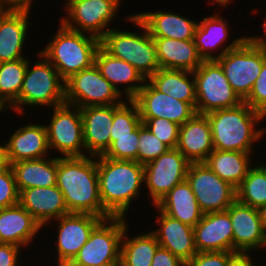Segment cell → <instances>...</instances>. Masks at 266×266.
<instances>
[{
  "instance_id": "54",
  "label": "cell",
  "mask_w": 266,
  "mask_h": 266,
  "mask_svg": "<svg viewBox=\"0 0 266 266\" xmlns=\"http://www.w3.org/2000/svg\"><path fill=\"white\" fill-rule=\"evenodd\" d=\"M71 1H73V0H64V1H62L63 2L62 4H64L62 7L65 8Z\"/></svg>"
},
{
  "instance_id": "52",
  "label": "cell",
  "mask_w": 266,
  "mask_h": 266,
  "mask_svg": "<svg viewBox=\"0 0 266 266\" xmlns=\"http://www.w3.org/2000/svg\"><path fill=\"white\" fill-rule=\"evenodd\" d=\"M3 111L5 114L10 111L11 114L12 109L11 106H9L2 98H0V117Z\"/></svg>"
},
{
  "instance_id": "13",
  "label": "cell",
  "mask_w": 266,
  "mask_h": 266,
  "mask_svg": "<svg viewBox=\"0 0 266 266\" xmlns=\"http://www.w3.org/2000/svg\"><path fill=\"white\" fill-rule=\"evenodd\" d=\"M125 97L108 82L94 64L65 80V103L79 108L122 104Z\"/></svg>"
},
{
  "instance_id": "42",
  "label": "cell",
  "mask_w": 266,
  "mask_h": 266,
  "mask_svg": "<svg viewBox=\"0 0 266 266\" xmlns=\"http://www.w3.org/2000/svg\"><path fill=\"white\" fill-rule=\"evenodd\" d=\"M244 102L266 118V58L263 61L259 77L256 79L249 96Z\"/></svg>"
},
{
  "instance_id": "34",
  "label": "cell",
  "mask_w": 266,
  "mask_h": 266,
  "mask_svg": "<svg viewBox=\"0 0 266 266\" xmlns=\"http://www.w3.org/2000/svg\"><path fill=\"white\" fill-rule=\"evenodd\" d=\"M148 81L160 92L187 102L195 109L196 94L193 72L160 68Z\"/></svg>"
},
{
  "instance_id": "24",
  "label": "cell",
  "mask_w": 266,
  "mask_h": 266,
  "mask_svg": "<svg viewBox=\"0 0 266 266\" xmlns=\"http://www.w3.org/2000/svg\"><path fill=\"white\" fill-rule=\"evenodd\" d=\"M86 156L104 155L111 145L113 105L80 108Z\"/></svg>"
},
{
  "instance_id": "48",
  "label": "cell",
  "mask_w": 266,
  "mask_h": 266,
  "mask_svg": "<svg viewBox=\"0 0 266 266\" xmlns=\"http://www.w3.org/2000/svg\"><path fill=\"white\" fill-rule=\"evenodd\" d=\"M263 21L264 22H262V24H261V26L263 27V29H262L261 32H264V34H262V33H260V34L256 33V35H255L254 32H253V34H251V36H250V34L246 35V38L253 45L266 48V19H264Z\"/></svg>"
},
{
  "instance_id": "27",
  "label": "cell",
  "mask_w": 266,
  "mask_h": 266,
  "mask_svg": "<svg viewBox=\"0 0 266 266\" xmlns=\"http://www.w3.org/2000/svg\"><path fill=\"white\" fill-rule=\"evenodd\" d=\"M153 9L137 12L135 15L144 23L151 37H164L177 40H194L198 22L195 18L182 16L173 10Z\"/></svg>"
},
{
  "instance_id": "45",
  "label": "cell",
  "mask_w": 266,
  "mask_h": 266,
  "mask_svg": "<svg viewBox=\"0 0 266 266\" xmlns=\"http://www.w3.org/2000/svg\"><path fill=\"white\" fill-rule=\"evenodd\" d=\"M151 266H186V263L169 250L159 246L154 254Z\"/></svg>"
},
{
  "instance_id": "4",
  "label": "cell",
  "mask_w": 266,
  "mask_h": 266,
  "mask_svg": "<svg viewBox=\"0 0 266 266\" xmlns=\"http://www.w3.org/2000/svg\"><path fill=\"white\" fill-rule=\"evenodd\" d=\"M123 17L128 21L126 23H132L130 26L136 25V31L128 27H124L125 30L113 27L100 39V46L110 55L132 65L148 80L160 69L154 40L135 13Z\"/></svg>"
},
{
  "instance_id": "38",
  "label": "cell",
  "mask_w": 266,
  "mask_h": 266,
  "mask_svg": "<svg viewBox=\"0 0 266 266\" xmlns=\"http://www.w3.org/2000/svg\"><path fill=\"white\" fill-rule=\"evenodd\" d=\"M138 142V163L142 165L157 159L170 149L152 134L143 123L139 125Z\"/></svg>"
},
{
  "instance_id": "39",
  "label": "cell",
  "mask_w": 266,
  "mask_h": 266,
  "mask_svg": "<svg viewBox=\"0 0 266 266\" xmlns=\"http://www.w3.org/2000/svg\"><path fill=\"white\" fill-rule=\"evenodd\" d=\"M139 126L133 131V136L115 137L103 155L114 160L138 162Z\"/></svg>"
},
{
  "instance_id": "7",
  "label": "cell",
  "mask_w": 266,
  "mask_h": 266,
  "mask_svg": "<svg viewBox=\"0 0 266 266\" xmlns=\"http://www.w3.org/2000/svg\"><path fill=\"white\" fill-rule=\"evenodd\" d=\"M128 219H103L71 261L76 266H120L121 241Z\"/></svg>"
},
{
  "instance_id": "15",
  "label": "cell",
  "mask_w": 266,
  "mask_h": 266,
  "mask_svg": "<svg viewBox=\"0 0 266 266\" xmlns=\"http://www.w3.org/2000/svg\"><path fill=\"white\" fill-rule=\"evenodd\" d=\"M186 180L203 214L226 211L236 200V188L219 178L204 163H190Z\"/></svg>"
},
{
  "instance_id": "32",
  "label": "cell",
  "mask_w": 266,
  "mask_h": 266,
  "mask_svg": "<svg viewBox=\"0 0 266 266\" xmlns=\"http://www.w3.org/2000/svg\"><path fill=\"white\" fill-rule=\"evenodd\" d=\"M256 159L258 158L250 153L214 149L208 155L204 164L219 178L237 188L246 177L248 170L254 164L253 162L258 161Z\"/></svg>"
},
{
  "instance_id": "23",
  "label": "cell",
  "mask_w": 266,
  "mask_h": 266,
  "mask_svg": "<svg viewBox=\"0 0 266 266\" xmlns=\"http://www.w3.org/2000/svg\"><path fill=\"white\" fill-rule=\"evenodd\" d=\"M193 228L197 252H233V228L227 211L206 213Z\"/></svg>"
},
{
  "instance_id": "2",
  "label": "cell",
  "mask_w": 266,
  "mask_h": 266,
  "mask_svg": "<svg viewBox=\"0 0 266 266\" xmlns=\"http://www.w3.org/2000/svg\"><path fill=\"white\" fill-rule=\"evenodd\" d=\"M56 185L70 213L111 218L100 199L97 157H58Z\"/></svg>"
},
{
  "instance_id": "46",
  "label": "cell",
  "mask_w": 266,
  "mask_h": 266,
  "mask_svg": "<svg viewBox=\"0 0 266 266\" xmlns=\"http://www.w3.org/2000/svg\"><path fill=\"white\" fill-rule=\"evenodd\" d=\"M36 0H0V5L5 9L30 10L35 5ZM41 1V0H40Z\"/></svg>"
},
{
  "instance_id": "29",
  "label": "cell",
  "mask_w": 266,
  "mask_h": 266,
  "mask_svg": "<svg viewBox=\"0 0 266 266\" xmlns=\"http://www.w3.org/2000/svg\"><path fill=\"white\" fill-rule=\"evenodd\" d=\"M160 68L194 72L203 62L194 40L152 37Z\"/></svg>"
},
{
  "instance_id": "18",
  "label": "cell",
  "mask_w": 266,
  "mask_h": 266,
  "mask_svg": "<svg viewBox=\"0 0 266 266\" xmlns=\"http://www.w3.org/2000/svg\"><path fill=\"white\" fill-rule=\"evenodd\" d=\"M132 100L138 106L140 118H164L180 126L196 114L189 103L160 92L148 80Z\"/></svg>"
},
{
  "instance_id": "41",
  "label": "cell",
  "mask_w": 266,
  "mask_h": 266,
  "mask_svg": "<svg viewBox=\"0 0 266 266\" xmlns=\"http://www.w3.org/2000/svg\"><path fill=\"white\" fill-rule=\"evenodd\" d=\"M19 203V191L11 166L0 169V209Z\"/></svg>"
},
{
  "instance_id": "35",
  "label": "cell",
  "mask_w": 266,
  "mask_h": 266,
  "mask_svg": "<svg viewBox=\"0 0 266 266\" xmlns=\"http://www.w3.org/2000/svg\"><path fill=\"white\" fill-rule=\"evenodd\" d=\"M258 160L261 164L254 162L246 177L236 188V200L256 209L266 205V162L262 161L266 158Z\"/></svg>"
},
{
  "instance_id": "17",
  "label": "cell",
  "mask_w": 266,
  "mask_h": 266,
  "mask_svg": "<svg viewBox=\"0 0 266 266\" xmlns=\"http://www.w3.org/2000/svg\"><path fill=\"white\" fill-rule=\"evenodd\" d=\"M226 211L229 213L233 228V253L256 254L258 251H263L266 232L258 209L235 200Z\"/></svg>"
},
{
  "instance_id": "47",
  "label": "cell",
  "mask_w": 266,
  "mask_h": 266,
  "mask_svg": "<svg viewBox=\"0 0 266 266\" xmlns=\"http://www.w3.org/2000/svg\"><path fill=\"white\" fill-rule=\"evenodd\" d=\"M253 255L255 254H242V253H238L230 262L228 266H261L262 264L258 262V260L256 261V257H254ZM255 261V262H254ZM263 266H265L263 264Z\"/></svg>"
},
{
  "instance_id": "53",
  "label": "cell",
  "mask_w": 266,
  "mask_h": 266,
  "mask_svg": "<svg viewBox=\"0 0 266 266\" xmlns=\"http://www.w3.org/2000/svg\"><path fill=\"white\" fill-rule=\"evenodd\" d=\"M47 265H50V264H46V266ZM59 266H76V265H73L71 262H67V263L61 264Z\"/></svg>"
},
{
  "instance_id": "51",
  "label": "cell",
  "mask_w": 266,
  "mask_h": 266,
  "mask_svg": "<svg viewBox=\"0 0 266 266\" xmlns=\"http://www.w3.org/2000/svg\"><path fill=\"white\" fill-rule=\"evenodd\" d=\"M264 231L266 232V205L258 209Z\"/></svg>"
},
{
  "instance_id": "10",
  "label": "cell",
  "mask_w": 266,
  "mask_h": 266,
  "mask_svg": "<svg viewBox=\"0 0 266 266\" xmlns=\"http://www.w3.org/2000/svg\"><path fill=\"white\" fill-rule=\"evenodd\" d=\"M102 220L103 218L91 214L70 213L46 224L43 229H50L52 226L51 230L54 229L52 232L55 233L57 231L53 235L56 236L53 239H57L54 242H50V244L52 243L51 246L53 245L51 248L55 247V249H52V252L50 250L46 262L51 264L52 254L54 255L52 266L53 264L54 266H59L71 262L81 247L88 241L93 229ZM49 254H51L50 257Z\"/></svg>"
},
{
  "instance_id": "26",
  "label": "cell",
  "mask_w": 266,
  "mask_h": 266,
  "mask_svg": "<svg viewBox=\"0 0 266 266\" xmlns=\"http://www.w3.org/2000/svg\"><path fill=\"white\" fill-rule=\"evenodd\" d=\"M190 163H204L214 150L211 125L205 114H195L179 127L176 147Z\"/></svg>"
},
{
  "instance_id": "12",
  "label": "cell",
  "mask_w": 266,
  "mask_h": 266,
  "mask_svg": "<svg viewBox=\"0 0 266 266\" xmlns=\"http://www.w3.org/2000/svg\"><path fill=\"white\" fill-rule=\"evenodd\" d=\"M266 48L253 45L247 38L235 49H231L216 61L234 92L244 101L259 77Z\"/></svg>"
},
{
  "instance_id": "5",
  "label": "cell",
  "mask_w": 266,
  "mask_h": 266,
  "mask_svg": "<svg viewBox=\"0 0 266 266\" xmlns=\"http://www.w3.org/2000/svg\"><path fill=\"white\" fill-rule=\"evenodd\" d=\"M56 32L47 39L40 53L67 80L71 75L95 64L100 40L94 36L67 28L61 21Z\"/></svg>"
},
{
  "instance_id": "33",
  "label": "cell",
  "mask_w": 266,
  "mask_h": 266,
  "mask_svg": "<svg viewBox=\"0 0 266 266\" xmlns=\"http://www.w3.org/2000/svg\"><path fill=\"white\" fill-rule=\"evenodd\" d=\"M132 229L127 225L122 236L120 266H151L154 254L160 246L156 236L146 230L131 236Z\"/></svg>"
},
{
  "instance_id": "9",
  "label": "cell",
  "mask_w": 266,
  "mask_h": 266,
  "mask_svg": "<svg viewBox=\"0 0 266 266\" xmlns=\"http://www.w3.org/2000/svg\"><path fill=\"white\" fill-rule=\"evenodd\" d=\"M48 110L53 111L45 124L51 155L86 156L80 108L65 103Z\"/></svg>"
},
{
  "instance_id": "49",
  "label": "cell",
  "mask_w": 266,
  "mask_h": 266,
  "mask_svg": "<svg viewBox=\"0 0 266 266\" xmlns=\"http://www.w3.org/2000/svg\"><path fill=\"white\" fill-rule=\"evenodd\" d=\"M10 166L7 156V144L6 141L0 143V169Z\"/></svg>"
},
{
  "instance_id": "25",
  "label": "cell",
  "mask_w": 266,
  "mask_h": 266,
  "mask_svg": "<svg viewBox=\"0 0 266 266\" xmlns=\"http://www.w3.org/2000/svg\"><path fill=\"white\" fill-rule=\"evenodd\" d=\"M95 65L99 69L101 75L110 82L126 100H132L146 82V79L136 68L124 60L110 55L101 46L95 55Z\"/></svg>"
},
{
  "instance_id": "44",
  "label": "cell",
  "mask_w": 266,
  "mask_h": 266,
  "mask_svg": "<svg viewBox=\"0 0 266 266\" xmlns=\"http://www.w3.org/2000/svg\"><path fill=\"white\" fill-rule=\"evenodd\" d=\"M22 251L23 248L17 245L3 243L0 246V266H21L24 265V263V266H26L28 262L21 263V259L24 256Z\"/></svg>"
},
{
  "instance_id": "11",
  "label": "cell",
  "mask_w": 266,
  "mask_h": 266,
  "mask_svg": "<svg viewBox=\"0 0 266 266\" xmlns=\"http://www.w3.org/2000/svg\"><path fill=\"white\" fill-rule=\"evenodd\" d=\"M193 75L197 114L235 107L243 102L234 92L216 60L203 61Z\"/></svg>"
},
{
  "instance_id": "40",
  "label": "cell",
  "mask_w": 266,
  "mask_h": 266,
  "mask_svg": "<svg viewBox=\"0 0 266 266\" xmlns=\"http://www.w3.org/2000/svg\"><path fill=\"white\" fill-rule=\"evenodd\" d=\"M141 122L170 149L178 144L179 125L164 118H141Z\"/></svg>"
},
{
  "instance_id": "22",
  "label": "cell",
  "mask_w": 266,
  "mask_h": 266,
  "mask_svg": "<svg viewBox=\"0 0 266 266\" xmlns=\"http://www.w3.org/2000/svg\"><path fill=\"white\" fill-rule=\"evenodd\" d=\"M43 231L46 229L19 203L0 209V242L29 251L31 243H35L37 235Z\"/></svg>"
},
{
  "instance_id": "1",
  "label": "cell",
  "mask_w": 266,
  "mask_h": 266,
  "mask_svg": "<svg viewBox=\"0 0 266 266\" xmlns=\"http://www.w3.org/2000/svg\"><path fill=\"white\" fill-rule=\"evenodd\" d=\"M99 194L104 210L111 217L128 219L129 210L144 192V165L136 161L97 156ZM143 190V191H142ZM135 200V201H134ZM137 201V202H136ZM127 214V215H126Z\"/></svg>"
},
{
  "instance_id": "28",
  "label": "cell",
  "mask_w": 266,
  "mask_h": 266,
  "mask_svg": "<svg viewBox=\"0 0 266 266\" xmlns=\"http://www.w3.org/2000/svg\"><path fill=\"white\" fill-rule=\"evenodd\" d=\"M19 204L26 209L42 227L61 216L70 214L64 196L57 185L45 188H28L19 192Z\"/></svg>"
},
{
  "instance_id": "21",
  "label": "cell",
  "mask_w": 266,
  "mask_h": 266,
  "mask_svg": "<svg viewBox=\"0 0 266 266\" xmlns=\"http://www.w3.org/2000/svg\"><path fill=\"white\" fill-rule=\"evenodd\" d=\"M31 123V121L21 125L15 130H11L12 133L6 140L7 144V156L9 163L41 159L50 155V149L48 145L47 129L45 124L40 122Z\"/></svg>"
},
{
  "instance_id": "16",
  "label": "cell",
  "mask_w": 266,
  "mask_h": 266,
  "mask_svg": "<svg viewBox=\"0 0 266 266\" xmlns=\"http://www.w3.org/2000/svg\"><path fill=\"white\" fill-rule=\"evenodd\" d=\"M214 13L210 16L205 15L199 21L195 30L194 41L197 47L199 56L203 61L217 60L231 49L237 48L245 39L246 35H241L238 38L231 37L230 32L231 20L222 17L220 10L214 9ZM230 43H227L229 42ZM220 50V51H219Z\"/></svg>"
},
{
  "instance_id": "36",
  "label": "cell",
  "mask_w": 266,
  "mask_h": 266,
  "mask_svg": "<svg viewBox=\"0 0 266 266\" xmlns=\"http://www.w3.org/2000/svg\"><path fill=\"white\" fill-rule=\"evenodd\" d=\"M28 58L0 63V98L9 106L12 113L19 115V94L22 88Z\"/></svg>"
},
{
  "instance_id": "14",
  "label": "cell",
  "mask_w": 266,
  "mask_h": 266,
  "mask_svg": "<svg viewBox=\"0 0 266 266\" xmlns=\"http://www.w3.org/2000/svg\"><path fill=\"white\" fill-rule=\"evenodd\" d=\"M190 162L177 149H169L157 159L144 165L146 200L155 206L178 183L186 179ZM149 199H148V198Z\"/></svg>"
},
{
  "instance_id": "30",
  "label": "cell",
  "mask_w": 266,
  "mask_h": 266,
  "mask_svg": "<svg viewBox=\"0 0 266 266\" xmlns=\"http://www.w3.org/2000/svg\"><path fill=\"white\" fill-rule=\"evenodd\" d=\"M155 206L171 218L191 227L204 215L186 179L178 183Z\"/></svg>"
},
{
  "instance_id": "50",
  "label": "cell",
  "mask_w": 266,
  "mask_h": 266,
  "mask_svg": "<svg viewBox=\"0 0 266 266\" xmlns=\"http://www.w3.org/2000/svg\"><path fill=\"white\" fill-rule=\"evenodd\" d=\"M237 1V0H236ZM235 0H206L207 3H211L212 5L216 6V8L219 9V7L221 8H225V9H229V7L232 8V6L234 5V3L236 2ZM231 5V6H229Z\"/></svg>"
},
{
  "instance_id": "31",
  "label": "cell",
  "mask_w": 266,
  "mask_h": 266,
  "mask_svg": "<svg viewBox=\"0 0 266 266\" xmlns=\"http://www.w3.org/2000/svg\"><path fill=\"white\" fill-rule=\"evenodd\" d=\"M18 191L45 188L57 184L58 156L31 159L10 164Z\"/></svg>"
},
{
  "instance_id": "43",
  "label": "cell",
  "mask_w": 266,
  "mask_h": 266,
  "mask_svg": "<svg viewBox=\"0 0 266 266\" xmlns=\"http://www.w3.org/2000/svg\"><path fill=\"white\" fill-rule=\"evenodd\" d=\"M237 255L233 252H197L186 266H228Z\"/></svg>"
},
{
  "instance_id": "3",
  "label": "cell",
  "mask_w": 266,
  "mask_h": 266,
  "mask_svg": "<svg viewBox=\"0 0 266 266\" xmlns=\"http://www.w3.org/2000/svg\"><path fill=\"white\" fill-rule=\"evenodd\" d=\"M205 115L211 125L215 150L254 155L260 152H256V146L266 138V126H262L266 118L244 101L235 107L214 110Z\"/></svg>"
},
{
  "instance_id": "19",
  "label": "cell",
  "mask_w": 266,
  "mask_h": 266,
  "mask_svg": "<svg viewBox=\"0 0 266 266\" xmlns=\"http://www.w3.org/2000/svg\"><path fill=\"white\" fill-rule=\"evenodd\" d=\"M31 12L5 8L0 10V63L28 58L24 48L28 44L26 41L29 40V34H34L29 32L34 25Z\"/></svg>"
},
{
  "instance_id": "8",
  "label": "cell",
  "mask_w": 266,
  "mask_h": 266,
  "mask_svg": "<svg viewBox=\"0 0 266 266\" xmlns=\"http://www.w3.org/2000/svg\"><path fill=\"white\" fill-rule=\"evenodd\" d=\"M123 3L122 0H73L63 9L59 21L69 29L100 40L114 27Z\"/></svg>"
},
{
  "instance_id": "20",
  "label": "cell",
  "mask_w": 266,
  "mask_h": 266,
  "mask_svg": "<svg viewBox=\"0 0 266 266\" xmlns=\"http://www.w3.org/2000/svg\"><path fill=\"white\" fill-rule=\"evenodd\" d=\"M153 209L157 212L153 219L156 227L151 232L156 236L160 247L169 250L187 264L197 254L194 228L171 218L156 206Z\"/></svg>"
},
{
  "instance_id": "6",
  "label": "cell",
  "mask_w": 266,
  "mask_h": 266,
  "mask_svg": "<svg viewBox=\"0 0 266 266\" xmlns=\"http://www.w3.org/2000/svg\"><path fill=\"white\" fill-rule=\"evenodd\" d=\"M38 61L32 63L28 56L22 88L19 94V115L27 114L26 108L37 110L51 109L65 104V80L56 68L40 53H36ZM35 107V108H34ZM44 107V108H43Z\"/></svg>"
},
{
  "instance_id": "37",
  "label": "cell",
  "mask_w": 266,
  "mask_h": 266,
  "mask_svg": "<svg viewBox=\"0 0 266 266\" xmlns=\"http://www.w3.org/2000/svg\"><path fill=\"white\" fill-rule=\"evenodd\" d=\"M141 123L138 106L133 100H125L122 104L113 105L111 143L115 141V137L133 136V131Z\"/></svg>"
}]
</instances>
